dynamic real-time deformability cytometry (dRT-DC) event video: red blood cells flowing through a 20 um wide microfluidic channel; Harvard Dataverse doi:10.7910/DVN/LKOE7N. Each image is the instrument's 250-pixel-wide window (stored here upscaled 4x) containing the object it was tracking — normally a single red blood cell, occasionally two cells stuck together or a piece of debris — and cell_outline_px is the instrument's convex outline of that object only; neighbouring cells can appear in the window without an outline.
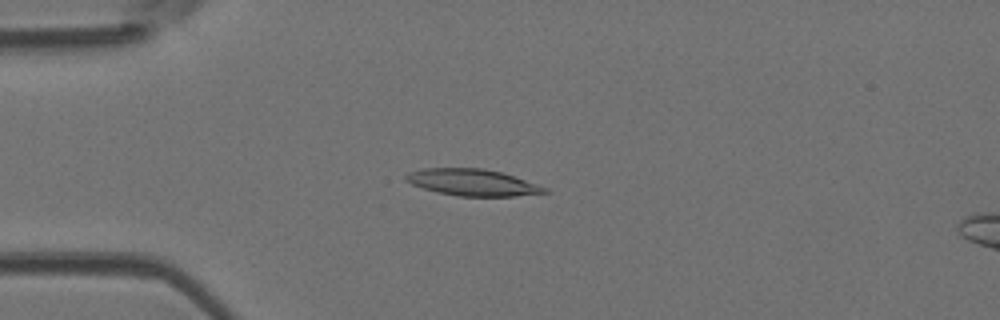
{"species": "Egyptian fruit bat (a non-hibernating species)", "species_latin": "Rousettus aegyptiacus", "temperature_condition": "room temperature", "stored_images_in_passage": 39, "camera_frame_rate_fps": 3000, "um_per_image_px": 0.085, "animal": {"sex": "female"}, "frame": {"image": 1, "passage_image": 1, "time_ms": 0.0, "image_size_px": [1000, 320], "cell_outline_px": [[552, 192], [516, 196], [460, 196], [436, 192], [412, 184], [404, 180], [404, 176], [408, 172], [424, 168], [484, 168], [500, 172], [548, 188]], "centroid_in_image_um": [40.15, 15.51], "position_along_channel_um": 44.9, "area_um2": 21.44}}
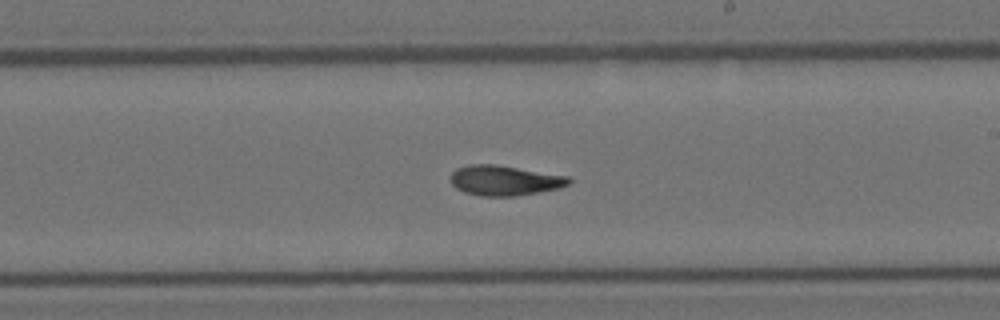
{"frame": {"image": 2, "passage_image": 18, "time_ms": 5.667, "image_size_px": [1000, 320], "cell_outline_px": [[572, 180], [568, 184], [560, 188], [516, 196], [480, 196], [464, 192], [456, 188], [452, 184], [452, 172], [456, 168], [468, 164], [496, 164], [568, 176]], "centroid_in_image_um": [42.88, 15.33], "position_along_channel_um": 246.1, "area_um2": 20.75}}
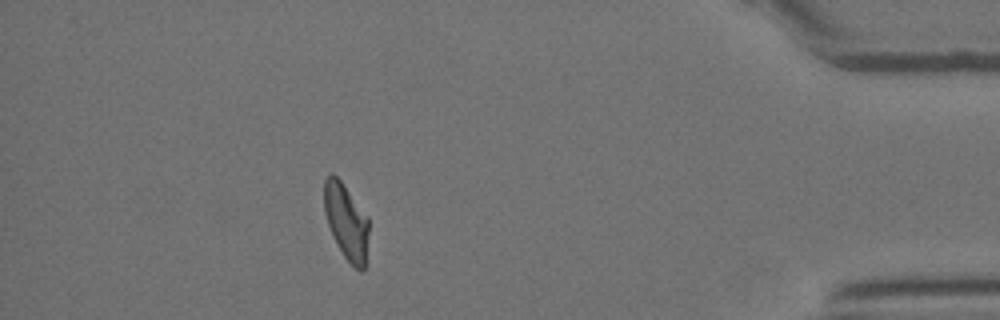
{"frame": {"image": 3, "passage_image": 34, "time_ms": 11.0, "image_size_px": [1000, 320], "cell_outline_px": [[368, 264], [360, 272], [344, 256], [336, 244], [332, 236], [324, 212], [324, 180], [328, 172], [332, 172], [340, 180], [368, 216]], "centroid_in_image_um": [29.44, 18.86], "position_along_channel_um": 405.8, "area_um2": 20.06}, "authors_computed_cell_mechanics": {"area_um2": 20.6346, "velocity_mm_per_s": 3.9053, "shape_relaxation_time_tau1_ms": 7.2203, "shape_relaxation_time_tau2_ms": 3.039, "deformation_change_tau1": 0.2066, "deformation_change_tau2": 0.1041}}